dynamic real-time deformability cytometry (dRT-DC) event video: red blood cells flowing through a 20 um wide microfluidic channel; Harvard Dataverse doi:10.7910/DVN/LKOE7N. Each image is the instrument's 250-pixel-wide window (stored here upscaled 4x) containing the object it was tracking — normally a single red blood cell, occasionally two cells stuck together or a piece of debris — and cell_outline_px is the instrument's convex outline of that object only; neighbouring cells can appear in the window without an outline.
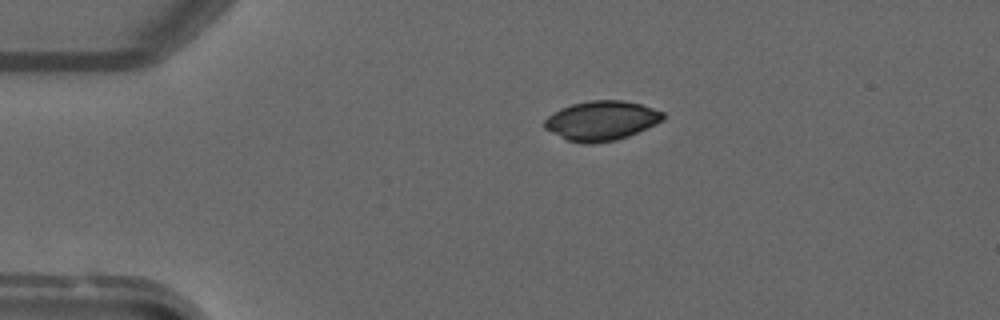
{"species": "common noctule bat (a hibernating species)", "species_latin": "Nyctalus noctula", "temperature_condition": "warm", "stored_images_in_passage": 2, "camera_frame_rate_fps": 3000, "um_per_image_px": 0.085, "animal": {"sex": "male", "forearm_length_mm": 52.5}, "frame": {"image": 1, "passage_image": 1, "time_ms": 0.0, "image_size_px": [1000, 320], "cell_outline_px": [[664, 120], [656, 124], [628, 136], [616, 140], [592, 144], [584, 144], [568, 140], [544, 128], [544, 120], [548, 116], [560, 108], [572, 104], [588, 100], [624, 100], [640, 104], [664, 112]], "centroid_in_image_um": [51.13, 10.25], "position_along_channel_um": 33.9, "area_um2": 27.28}}